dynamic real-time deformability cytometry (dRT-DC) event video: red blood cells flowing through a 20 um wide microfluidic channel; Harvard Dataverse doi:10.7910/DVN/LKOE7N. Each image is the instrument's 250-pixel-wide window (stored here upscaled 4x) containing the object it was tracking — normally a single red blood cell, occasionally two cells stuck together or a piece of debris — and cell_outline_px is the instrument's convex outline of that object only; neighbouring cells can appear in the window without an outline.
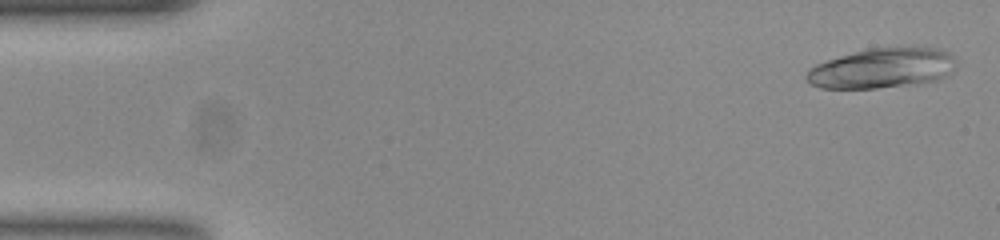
{"species": "common noctule bat (a hibernating species)", "species_latin": "Nyctalus noctula", "temperature_condition": "room temperature", "stored_images_in_passage": 18, "camera_frame_rate_fps": 3000, "um_per_image_px": 0.085, "animal": {"sex": "female", "body_mass_g": 23.0, "forearm_length_mm": 53.4}, "frame": {"image": 1, "passage_image": 2, "time_ms": 0.333, "image_size_px": [1000, 240], "cell_outline_px": [[952, 60], [948, 72], [944, 76], [936, 80], [876, 88], [820, 88], [812, 84], [804, 76], [816, 64], [828, 60], [868, 48], [932, 48], [944, 52], [952, 56]], "centroid_in_image_um": [74.86, 5.81], "position_along_channel_um": 10.1, "area_um2": 33.47}}